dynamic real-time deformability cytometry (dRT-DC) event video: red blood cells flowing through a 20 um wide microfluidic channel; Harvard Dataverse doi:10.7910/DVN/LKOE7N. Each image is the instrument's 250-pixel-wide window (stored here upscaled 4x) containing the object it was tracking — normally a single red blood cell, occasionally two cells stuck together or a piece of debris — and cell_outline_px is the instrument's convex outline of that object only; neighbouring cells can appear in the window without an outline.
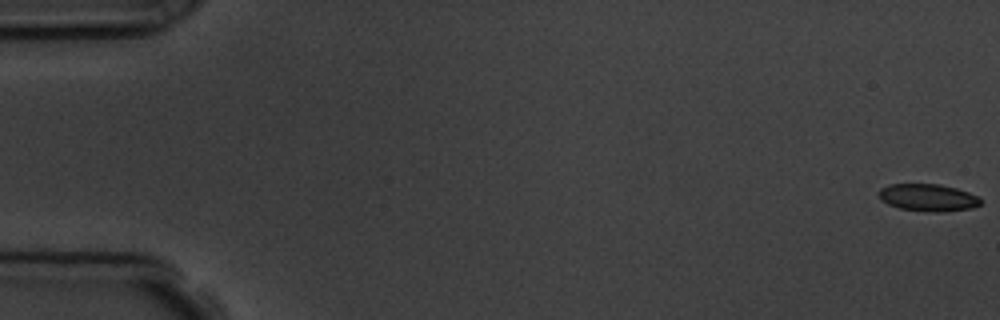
{"species": "common noctule bat (a hibernating species)", "species_latin": "Nyctalus noctula", "temperature_condition": "room temperature", "stored_images_in_passage": 4, "camera_frame_rate_fps": 3000, "um_per_image_px": 0.085, "animal": {"sex": "male", "body_mass_g": 19.5, "forearm_length_mm": 54.6}, "frame": {"image": 1, "passage_image": 1, "time_ms": 0.0, "image_size_px": [1000, 320], "cell_outline_px": [[980, 204], [972, 208], [940, 212], [932, 212], [900, 208], [888, 204], [880, 200], [876, 192], [880, 188], [888, 184], [940, 184], [956, 188], [968, 192], [976, 196], [980, 200]], "centroid_in_image_um": [78.81, 16.78], "position_along_channel_um": 6.2, "area_um2": 16.18}}